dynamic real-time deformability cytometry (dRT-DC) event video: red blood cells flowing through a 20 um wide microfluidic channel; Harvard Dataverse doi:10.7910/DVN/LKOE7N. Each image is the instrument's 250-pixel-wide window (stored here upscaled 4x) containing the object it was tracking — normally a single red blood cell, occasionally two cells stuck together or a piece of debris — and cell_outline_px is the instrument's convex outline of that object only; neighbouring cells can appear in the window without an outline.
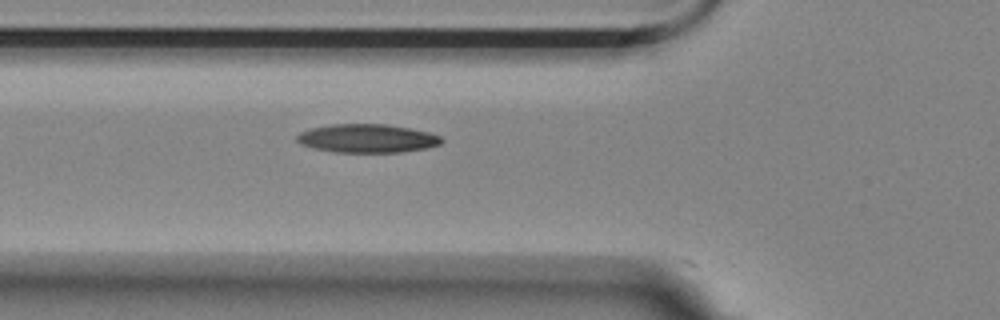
{"species": "Egyptian fruit bat (a non-hibernating species)", "species_latin": "Rousettus aegyptiacus", "temperature_condition": "room temperature", "stored_images_in_passage": 9, "camera_frame_rate_fps": 3000, "um_per_image_px": 0.085, "animal": {"sex": "female"}, "frame": {"image": 1, "passage_image": 2, "time_ms": 0.333, "image_size_px": [1000, 320], "cell_outline_px": [[444, 140], [440, 144], [428, 148], [400, 152], [332, 152], [312, 148], [300, 144], [296, 140], [296, 136], [300, 132], [312, 128], [332, 124], [388, 124], [428, 132], [440, 136]], "centroid_in_image_um": [31.2, 11.77], "position_along_channel_um": 94.6, "area_um2": 24.1}}
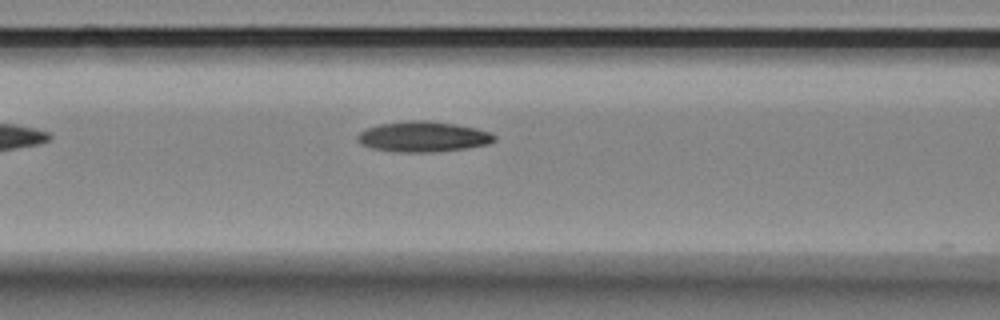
{"frame": {"image": 2, "passage_image": 5, "time_ms": 1.333, "image_size_px": [1000, 320], "cell_outline_px": [[496, 140], [488, 144], [464, 148], [432, 152], [392, 152], [372, 148], [360, 144], [356, 140], [356, 136], [360, 132], [368, 128], [380, 124], [412, 120], [424, 120], [456, 124], [476, 128], [492, 132], [496, 136]], "centroid_in_image_um": [35.96, 11.62], "position_along_channel_um": 130.6, "area_um2": 24.33}}
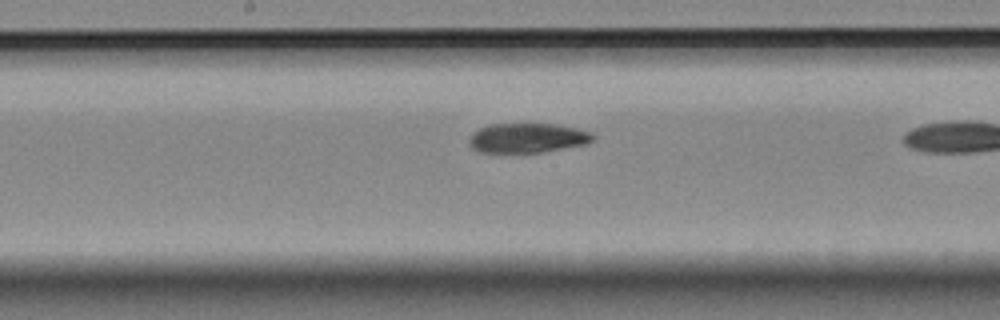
{"frame": {"image": 3, "passage_image": 8, "time_ms": 2.333, "image_size_px": [1000, 320], "cell_outline_px": [[596, 136], [592, 140], [584, 144], [540, 152], [480, 152], [472, 148], [468, 144], [468, 140], [472, 132], [488, 124], [552, 124], [576, 128], [592, 132]], "centroid_in_image_um": [44.79, 11.72], "position_along_channel_um": 203.4, "area_um2": 21.21}}